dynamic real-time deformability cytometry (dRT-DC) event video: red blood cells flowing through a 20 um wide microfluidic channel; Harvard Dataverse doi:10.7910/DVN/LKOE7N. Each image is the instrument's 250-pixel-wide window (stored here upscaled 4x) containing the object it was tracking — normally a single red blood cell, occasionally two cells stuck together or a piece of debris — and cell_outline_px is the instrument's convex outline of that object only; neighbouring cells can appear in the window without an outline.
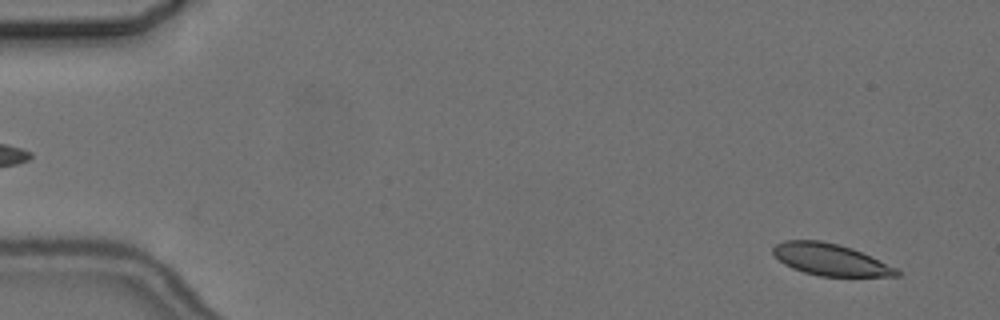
{"species": "common noctule bat (a hibernating species)", "species_latin": "Nyctalus noctula", "temperature_condition": "cold", "stored_images_in_passage": 2, "camera_frame_rate_fps": 3000, "um_per_image_px": 0.085, "animal": {"sex": "female", "body_mass_g": 24.6, "forearm_length_mm": 56.2}, "frame": {"image": 1, "passage_image": 2, "time_ms": 1.333, "image_size_px": [1000, 320], "cell_outline_px": [[900, 276], [820, 276], [804, 272], [792, 268], [784, 264], [772, 252], [772, 248], [776, 244], [784, 240], [820, 240], [852, 248], [896, 268], [900, 272]], "centroid_in_image_um": [70.55, 22.06], "position_along_channel_um": 14.5, "area_um2": 22.6}}